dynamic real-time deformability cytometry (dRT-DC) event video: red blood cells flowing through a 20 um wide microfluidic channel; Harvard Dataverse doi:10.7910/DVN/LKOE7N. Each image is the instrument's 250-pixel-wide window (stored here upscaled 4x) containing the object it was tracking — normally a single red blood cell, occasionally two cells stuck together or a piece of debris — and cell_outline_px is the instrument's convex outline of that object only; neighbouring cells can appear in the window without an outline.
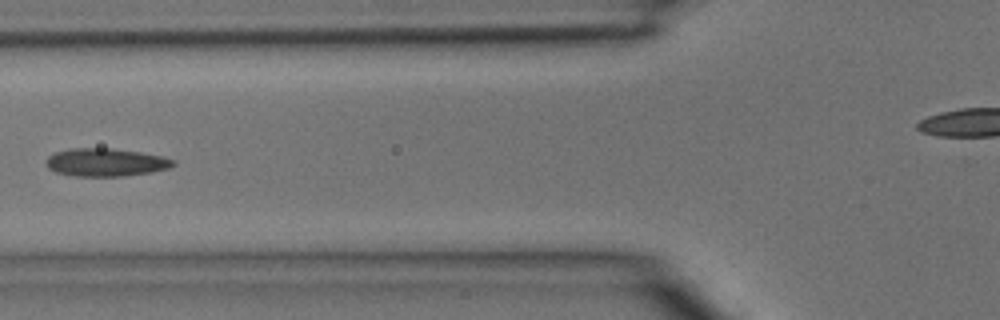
{"species": "common noctule bat (a hibernating species)", "species_latin": "Nyctalus noctula", "temperature_condition": "room temperature", "stored_images_in_passage": 6, "camera_frame_rate_fps": 3000, "um_per_image_px": 0.085, "animal": {"sex": "male", "body_mass_g": 15.6}, "frame": {"image": 1, "passage_image": 5, "time_ms": 1.333, "image_size_px": [1000, 320], "cell_outline_px": [[176, 164], [172, 168], [152, 172], [124, 176], [72, 176], [56, 172], [48, 168], [48, 156], [56, 152], [72, 148], [112, 148], [140, 152], [164, 156], [176, 160]], "centroid_in_image_um": [9.07, 13.8], "position_along_channel_um": 116.7, "area_um2": 20.87}}